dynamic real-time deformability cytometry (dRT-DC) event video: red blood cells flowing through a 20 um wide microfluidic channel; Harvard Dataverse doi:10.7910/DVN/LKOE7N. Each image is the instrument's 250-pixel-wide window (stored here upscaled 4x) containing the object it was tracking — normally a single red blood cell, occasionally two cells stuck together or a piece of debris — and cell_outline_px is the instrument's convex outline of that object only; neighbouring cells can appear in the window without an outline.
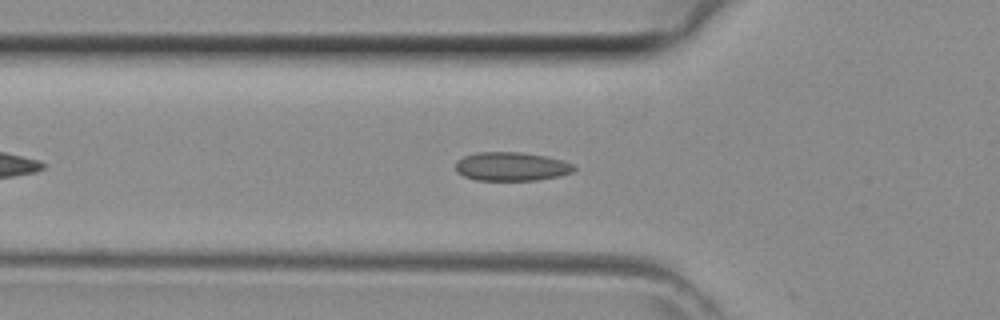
{"species": "common noctule bat (a hibernating species)", "species_latin": "Nyctalus noctula", "temperature_condition": "room temperature", "stored_images_in_passage": 30, "camera_frame_rate_fps": 3000, "um_per_image_px": 0.085, "animal": {"sex": "female", "body_mass_g": 29.2, "forearm_length_mm": 56.3}, "frame": {"image": 1, "passage_image": 7, "time_ms": 2.0, "image_size_px": [1000, 320], "cell_outline_px": [[576, 168], [572, 172], [560, 176], [536, 180], [476, 180], [464, 176], [456, 172], [456, 160], [464, 156], [476, 152], [520, 152], [544, 156], [560, 160], [572, 164]], "centroid_in_image_um": [43.43, 14.15], "position_along_channel_um": 82.4, "area_um2": 19.77}}
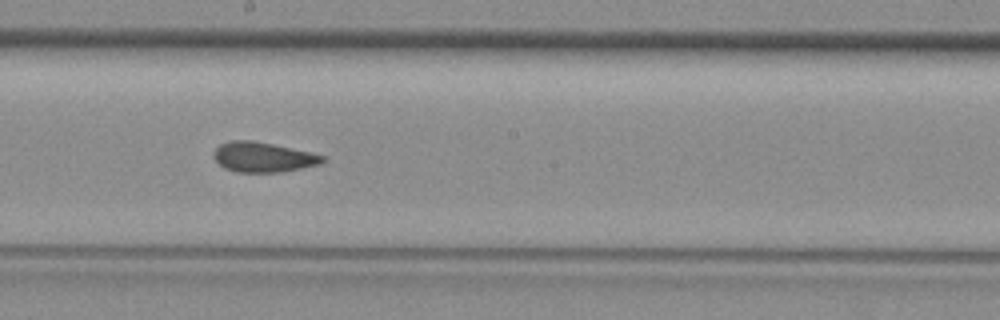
{"frame": {"image": 2, "passage_image": 16, "time_ms": 5.0, "image_size_px": [1000, 320], "cell_outline_px": [[328, 160], [320, 164], [284, 172], [236, 172], [224, 168], [212, 156], [212, 152], [220, 144], [232, 140], [252, 140], [312, 152], [324, 156]], "centroid_in_image_um": [22.38, 13.36], "position_along_channel_um": 225.8, "area_um2": 19.19}}
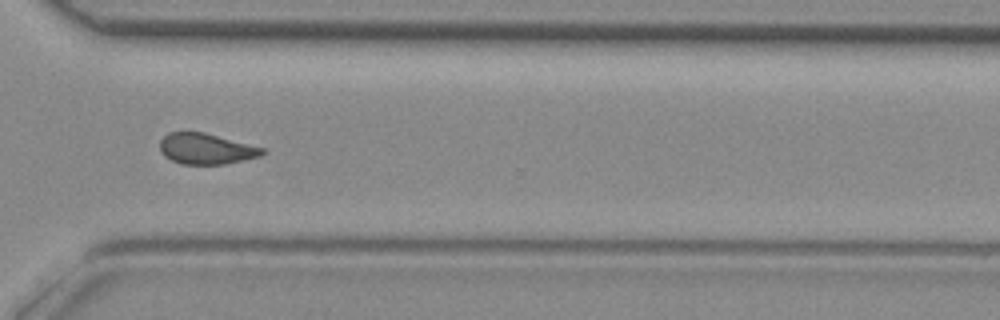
{"frame": {"image": 3, "passage_image": 24, "time_ms": 7.667, "image_size_px": [1000, 320], "cell_outline_px": [[268, 152], [260, 156], [224, 164], [180, 164], [164, 156], [160, 152], [160, 140], [168, 132], [204, 132], [264, 148]], "centroid_in_image_um": [17.51, 12.65], "position_along_channel_um": 353.1, "area_um2": 18.38}}